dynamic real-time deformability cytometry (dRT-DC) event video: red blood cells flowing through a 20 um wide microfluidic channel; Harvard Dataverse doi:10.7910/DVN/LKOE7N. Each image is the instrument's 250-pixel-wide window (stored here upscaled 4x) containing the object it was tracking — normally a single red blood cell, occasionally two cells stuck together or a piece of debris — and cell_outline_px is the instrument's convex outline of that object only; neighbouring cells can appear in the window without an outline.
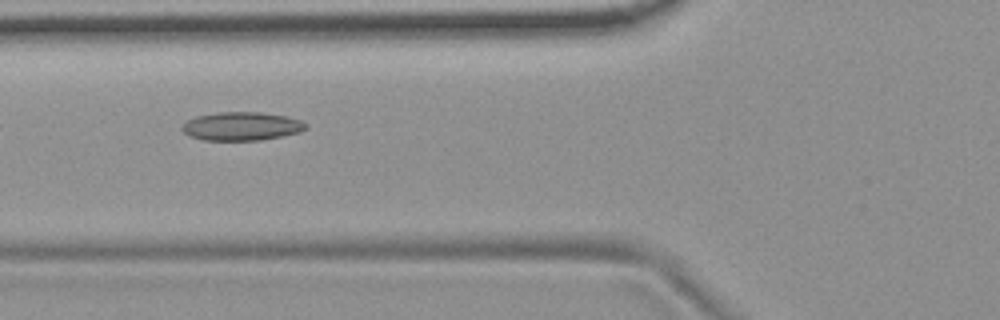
{"species": "common noctule bat (a hibernating species)", "species_latin": "Nyctalus noctula", "temperature_condition": "room temperature", "stored_images_in_passage": 8, "camera_frame_rate_fps": 3000, "um_per_image_px": 0.085, "animal": {"sex": "female", "body_mass_g": 19.9}, "frame": {"image": 1, "passage_image": 6, "time_ms": 1.667, "image_size_px": [1000, 320], "cell_outline_px": [[308, 128], [300, 132], [260, 140], [204, 140], [188, 136], [180, 128], [180, 124], [196, 116], [216, 112], [260, 112], [284, 116], [300, 120], [308, 124]], "centroid_in_image_um": [20.5, 10.73], "position_along_channel_um": 105.3, "area_um2": 20.63}}
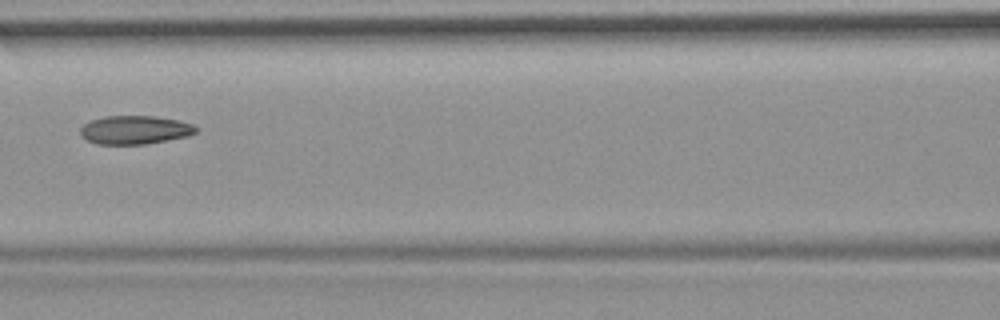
{"frame": {"image": 2, "passage_image": 7, "time_ms": 2.0, "image_size_px": [1000, 320], "cell_outline_px": [[200, 128], [196, 132], [188, 136], [144, 144], [96, 144], [88, 140], [80, 132], [80, 128], [84, 124], [92, 120], [104, 116], [152, 116], [176, 120], [192, 124]], "centroid_in_image_um": [11.48, 11.04], "position_along_channel_um": 155.1, "area_um2": 19.02}}